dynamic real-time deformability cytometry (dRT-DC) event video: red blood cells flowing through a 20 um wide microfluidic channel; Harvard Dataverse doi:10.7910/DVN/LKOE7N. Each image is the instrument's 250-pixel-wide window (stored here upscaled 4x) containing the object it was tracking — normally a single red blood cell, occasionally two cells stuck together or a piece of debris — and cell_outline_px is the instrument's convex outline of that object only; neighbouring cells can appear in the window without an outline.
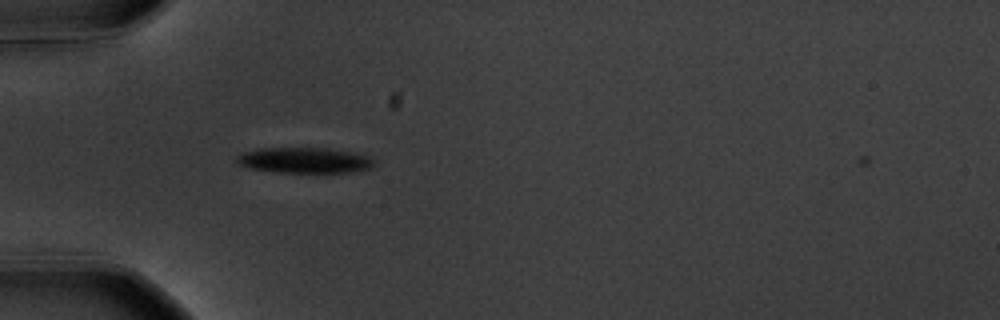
{"species": "common noctule bat (a hibernating species)", "species_latin": "Nyctalus noctula", "temperature_condition": "warm", "stored_images_in_passage": 4, "camera_frame_rate_fps": 3000, "um_per_image_px": 0.085, "animal": {"sex": "male", "body_mass_g": 20.1, "forearm_length_mm": 53.5}, "frame": {"image": 1, "passage_image": 3, "time_ms": 0.667, "image_size_px": [1000, 320], "cell_outline_px": [[376, 164], [372, 168], [352, 172], [276, 172], [248, 168], [240, 164], [236, 160], [236, 156], [248, 152], [264, 148], [324, 148], [348, 152], [368, 156]], "centroid_in_image_um": [25.9, 13.64], "position_along_channel_um": 59.1, "area_um2": 20.11}}